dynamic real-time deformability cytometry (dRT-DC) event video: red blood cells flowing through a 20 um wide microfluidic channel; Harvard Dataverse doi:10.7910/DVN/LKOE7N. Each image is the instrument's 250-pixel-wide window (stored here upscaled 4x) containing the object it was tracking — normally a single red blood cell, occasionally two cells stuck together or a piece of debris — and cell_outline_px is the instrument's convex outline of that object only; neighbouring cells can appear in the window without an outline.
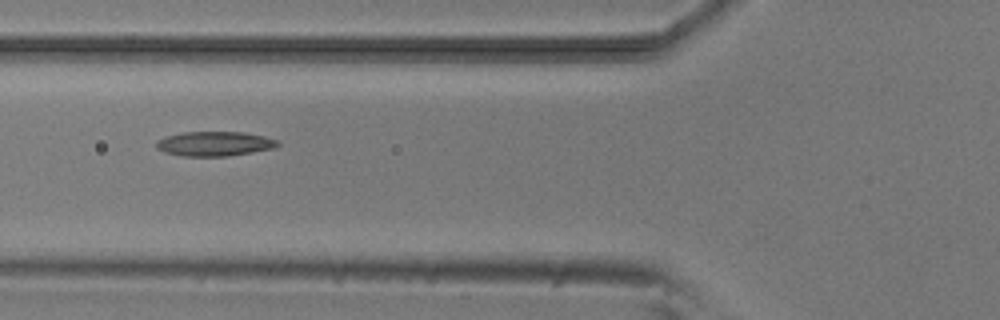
{"species": "common noctule bat (a hibernating species)", "species_latin": "Nyctalus noctula", "temperature_condition": "room temperature", "stored_images_in_passage": 9, "camera_frame_rate_fps": 3000, "um_per_image_px": 0.085, "animal": {"sex": "male", "body_mass_g": 20.5, "forearm_length_mm": 52.5}, "frame": {"image": 1, "passage_image": 6, "time_ms": 5.667, "image_size_px": [1000, 320], "cell_outline_px": [[280, 144], [272, 148], [252, 152], [228, 156], [180, 156], [164, 152], [156, 148], [156, 140], [168, 136], [184, 132], [244, 132], [264, 136], [280, 140]], "centroid_in_image_um": [18.24, 12.22], "position_along_channel_um": 107.6, "area_um2": 17.4}}
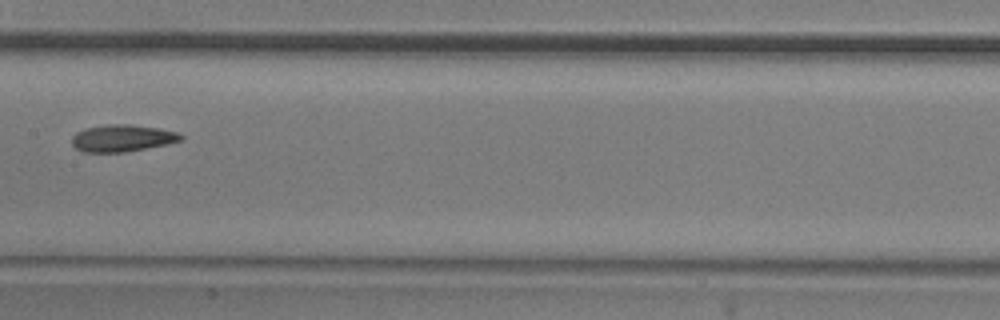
{"frame": {"image": 2, "passage_image": 8, "time_ms": 8.0, "image_size_px": [1000, 320], "cell_outline_px": [[184, 140], [168, 144], [124, 152], [84, 152], [76, 148], [72, 144], [72, 136], [76, 132], [84, 128], [108, 124], [128, 124], [160, 128], [180, 132], [184, 136]], "centroid_in_image_um": [10.43, 11.73], "position_along_channel_um": 197.0, "area_um2": 17.34}}
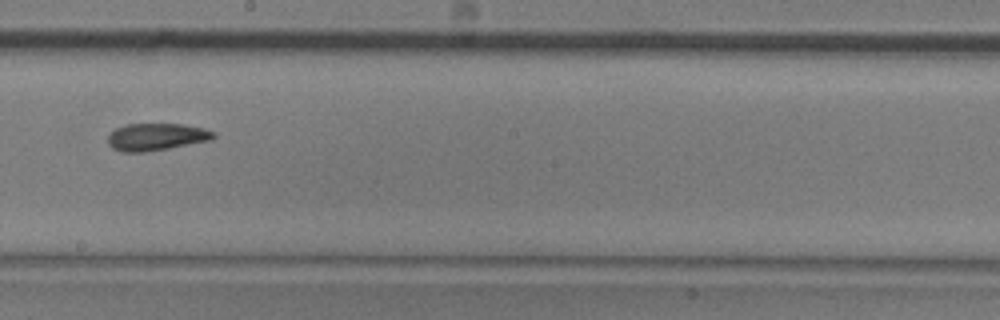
{"frame": {"image": 3, "passage_image": 9, "time_ms": 9.0, "image_size_px": [1000, 320], "cell_outline_px": [[216, 136], [212, 140], [168, 148], [144, 152], [124, 152], [112, 148], [108, 144], [108, 136], [116, 128], [128, 124], [184, 124], [204, 128], [216, 132]], "centroid_in_image_um": [13.32, 11.63], "position_along_channel_um": 234.9, "area_um2": 16.76}}